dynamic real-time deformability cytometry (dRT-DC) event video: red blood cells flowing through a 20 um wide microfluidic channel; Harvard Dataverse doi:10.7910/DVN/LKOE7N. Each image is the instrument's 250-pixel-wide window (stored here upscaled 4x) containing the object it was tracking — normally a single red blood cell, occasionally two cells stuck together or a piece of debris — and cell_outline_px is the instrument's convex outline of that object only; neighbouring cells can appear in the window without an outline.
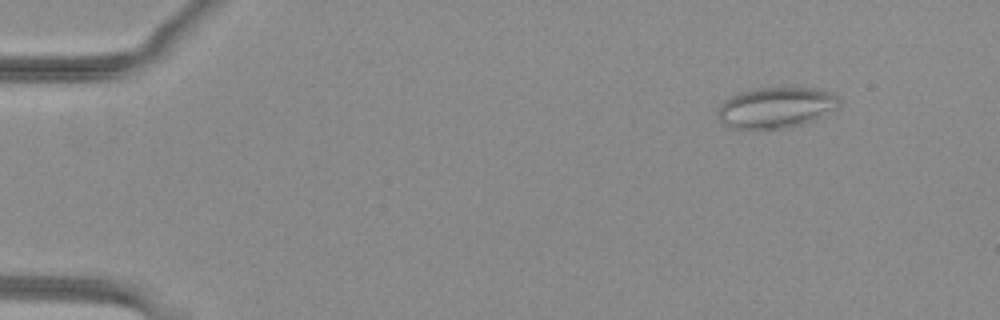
{"species": "common noctule bat (a hibernating species)", "species_latin": "Nyctalus noctula", "temperature_condition": "warm", "stored_images_in_passage": 50, "camera_frame_rate_fps": 3000, "um_per_image_px": 0.085, "animal": {"sex": "female", "body_mass_g": 29.2, "forearm_length_mm": 56.3}, "frame": {"image": 1, "passage_image": 4, "time_ms": 1.0, "image_size_px": [1000, 320], "cell_outline_px": [[840, 108], [812, 120], [800, 124], [780, 128], [728, 128], [720, 120], [716, 112], [720, 104], [724, 100], [736, 92], [756, 88], [820, 88], [832, 92], [840, 100]], "centroid_in_image_um": [65.95, 9.12], "position_along_channel_um": 19.0, "area_um2": 29.02}}
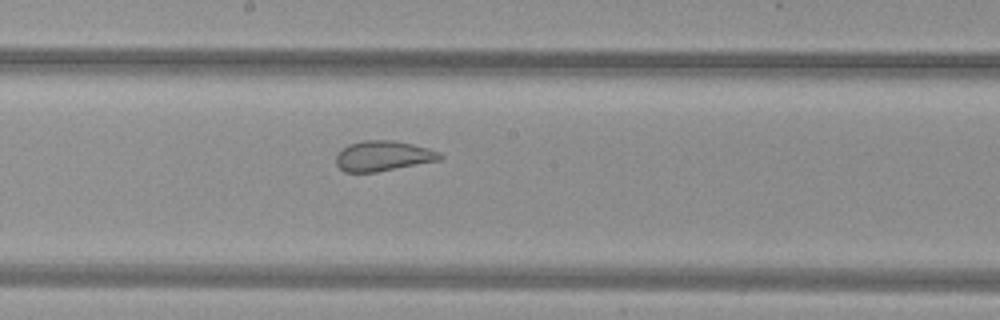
{"frame": {"image": 2, "passage_image": 27, "time_ms": 8.667, "image_size_px": [1000, 320], "cell_outline_px": [[444, 156], [440, 160], [376, 172], [344, 172], [336, 164], [336, 152], [348, 144], [364, 140], [392, 140], [412, 144], [428, 148], [440, 152]], "centroid_in_image_um": [32.54, 13.25], "position_along_channel_um": 215.7, "area_um2": 18.38}}
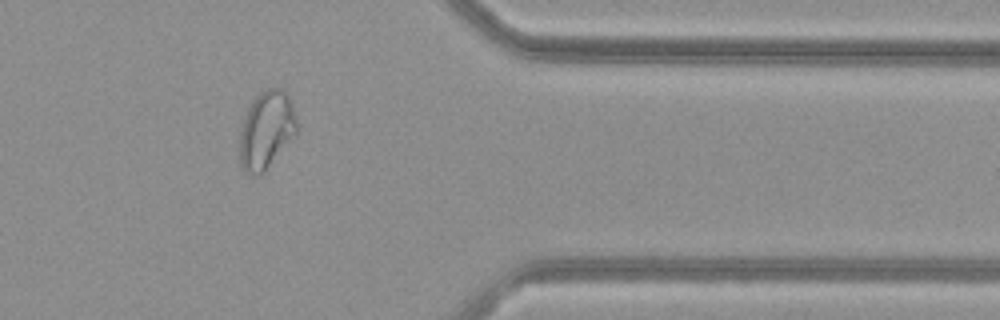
{"frame": {"image": 3, "passage_image": 41, "time_ms": 13.333, "image_size_px": [1000, 320], "cell_outline_px": [[296, 132], [264, 172], [260, 176], [256, 176], [244, 172], [240, 168], [240, 128], [244, 116], [252, 100], [260, 92], [268, 88], [280, 88], [288, 96], [292, 104], [296, 120]], "centroid_in_image_um": [22.59, 11.07], "position_along_channel_um": 388.8, "area_um2": 25.66}, "authors_computed_cell_mechanics": {"area_um2": 24.9118, "velocity_mm_per_s": 4.0321, "shape_relaxation_time_tau1_ms": null, "shape_relaxation_time_tau2_ms": 0.878, "deformation_change_tau1": null, "deformation_change_tau2": 0.0617}}